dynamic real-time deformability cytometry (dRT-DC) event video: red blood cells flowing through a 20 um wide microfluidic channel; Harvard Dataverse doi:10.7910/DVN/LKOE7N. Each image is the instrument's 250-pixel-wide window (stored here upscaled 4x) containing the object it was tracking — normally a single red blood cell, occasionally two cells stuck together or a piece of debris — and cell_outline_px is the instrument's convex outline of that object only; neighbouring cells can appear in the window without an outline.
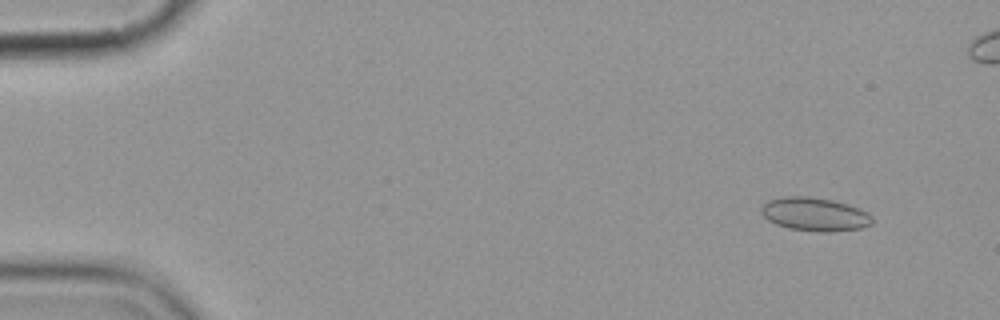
{"species": "common noctule bat (a hibernating species)", "species_latin": "Nyctalus noctula", "temperature_condition": "cold", "stored_images_in_passage": 10, "camera_frame_rate_fps": 3000, "um_per_image_px": 0.085, "animal": {"sex": "female", "body_mass_g": 19.9}, "frame": {"image": 1, "passage_image": 1, "time_ms": 0.0, "image_size_px": [1000, 320], "cell_outline_px": [[872, 224], [864, 228], [828, 232], [820, 232], [788, 228], [776, 224], [768, 220], [760, 212], [760, 208], [768, 200], [780, 196], [808, 196], [832, 200], [848, 204], [868, 212], [872, 216]], "centroid_in_image_um": [69.25, 18.21], "position_along_channel_um": 15.7, "area_um2": 21.85}}
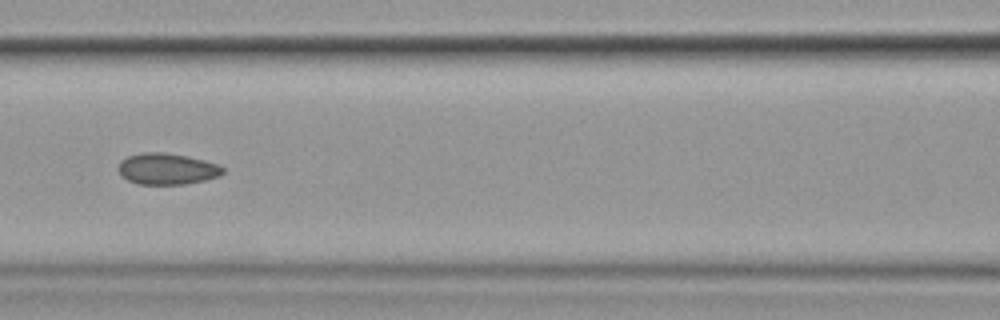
{"frame": {"image": 2, "passage_image": 7, "time_ms": 7.0, "image_size_px": [1000, 320], "cell_outline_px": [[224, 172], [220, 176], [204, 180], [184, 184], [136, 184], [120, 176], [120, 160], [128, 156], [144, 152], [164, 152], [188, 156], [220, 164], [224, 168]], "centroid_in_image_um": [14.22, 14.35], "position_along_channel_um": 152.4, "area_um2": 19.13}}
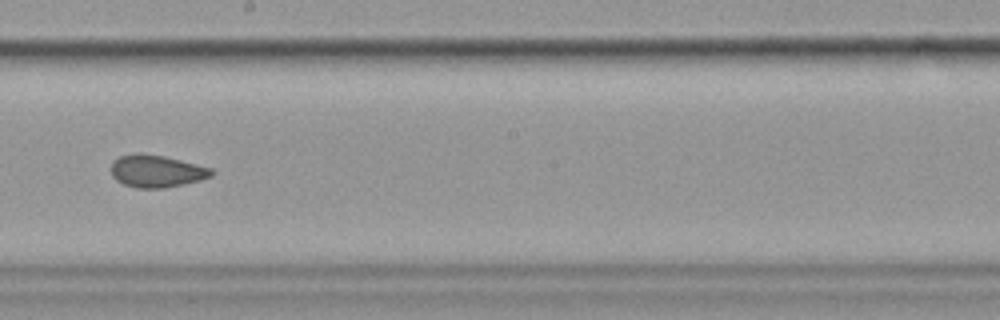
{"frame": {"image": 3, "passage_image": 9, "time_ms": 9.333, "image_size_px": [1000, 320], "cell_outline_px": [[212, 176], [200, 180], [184, 184], [164, 188], [136, 188], [124, 184], [116, 180], [112, 176], [112, 160], [120, 156], [164, 156], [212, 168]], "centroid_in_image_um": [13.33, 14.59], "position_along_channel_um": 234.9, "area_um2": 18.26}}